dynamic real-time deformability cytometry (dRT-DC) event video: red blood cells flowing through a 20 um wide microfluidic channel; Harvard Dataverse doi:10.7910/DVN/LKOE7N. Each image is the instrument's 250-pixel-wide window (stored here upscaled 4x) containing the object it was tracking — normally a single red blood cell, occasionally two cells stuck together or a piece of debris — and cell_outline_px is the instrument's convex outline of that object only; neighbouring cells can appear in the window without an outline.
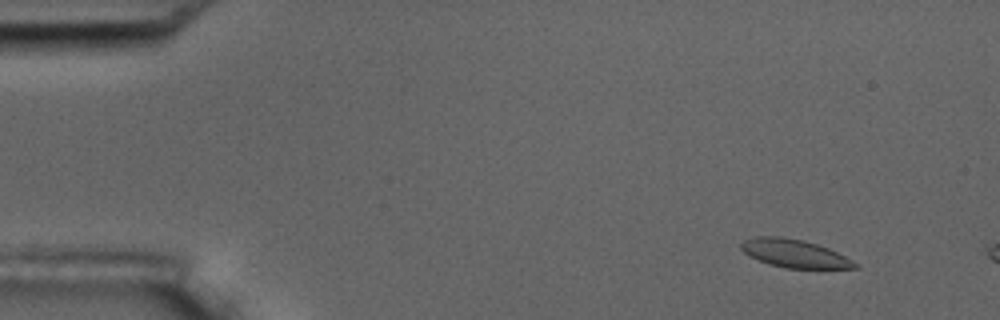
{"species": "common noctule bat (a hibernating species)", "species_latin": "Nyctalus noctula", "temperature_condition": "room temperature", "stored_images_in_passage": 4, "camera_frame_rate_fps": 3000, "um_per_image_px": 0.085, "animal": {"sex": "male", "body_mass_g": 17.5, "forearm_length_mm": 52.3}, "frame": {"image": 1, "passage_image": 1, "time_ms": 0.0, "image_size_px": [1000, 320], "cell_outline_px": [[860, 268], [784, 268], [768, 264], [748, 256], [740, 248], [740, 244], [744, 240], [756, 236], [780, 236], [804, 240], [828, 248], [852, 260]], "centroid_in_image_um": [67.47, 21.54], "position_along_channel_um": 17.5, "area_um2": 18.61}}